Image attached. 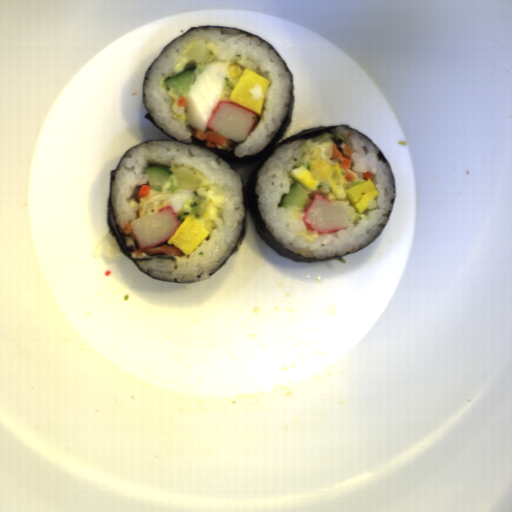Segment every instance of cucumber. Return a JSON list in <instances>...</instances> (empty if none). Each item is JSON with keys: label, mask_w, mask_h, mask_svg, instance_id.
Masks as SVG:
<instances>
[{"label": "cucumber", "mask_w": 512, "mask_h": 512, "mask_svg": "<svg viewBox=\"0 0 512 512\" xmlns=\"http://www.w3.org/2000/svg\"><path fill=\"white\" fill-rule=\"evenodd\" d=\"M310 191L296 180L293 185H290L289 193L282 194L277 207L305 210L310 205Z\"/></svg>", "instance_id": "cucumber-2"}, {"label": "cucumber", "mask_w": 512, "mask_h": 512, "mask_svg": "<svg viewBox=\"0 0 512 512\" xmlns=\"http://www.w3.org/2000/svg\"><path fill=\"white\" fill-rule=\"evenodd\" d=\"M169 182H170V187H168L165 190L167 192H171V194H172V193L176 192L179 189V185H174L173 178H170Z\"/></svg>", "instance_id": "cucumber-5"}, {"label": "cucumber", "mask_w": 512, "mask_h": 512, "mask_svg": "<svg viewBox=\"0 0 512 512\" xmlns=\"http://www.w3.org/2000/svg\"><path fill=\"white\" fill-rule=\"evenodd\" d=\"M203 70V64H197L195 58H190L186 62L183 71H175L172 75L166 76L161 86L168 93L171 91L176 97H185L192 83L195 82Z\"/></svg>", "instance_id": "cucumber-1"}, {"label": "cucumber", "mask_w": 512, "mask_h": 512, "mask_svg": "<svg viewBox=\"0 0 512 512\" xmlns=\"http://www.w3.org/2000/svg\"><path fill=\"white\" fill-rule=\"evenodd\" d=\"M193 201L188 202V205L192 209V211H182L178 218L179 220L185 219L189 215H193L195 217H202L205 213V208L201 206L203 202L206 201L207 196L199 195L196 190H191Z\"/></svg>", "instance_id": "cucumber-4"}, {"label": "cucumber", "mask_w": 512, "mask_h": 512, "mask_svg": "<svg viewBox=\"0 0 512 512\" xmlns=\"http://www.w3.org/2000/svg\"><path fill=\"white\" fill-rule=\"evenodd\" d=\"M144 171L150 189L160 192L164 184L172 175V172L158 165H150L144 168Z\"/></svg>", "instance_id": "cucumber-3"}, {"label": "cucumber", "mask_w": 512, "mask_h": 512, "mask_svg": "<svg viewBox=\"0 0 512 512\" xmlns=\"http://www.w3.org/2000/svg\"><path fill=\"white\" fill-rule=\"evenodd\" d=\"M351 184L349 186H347L345 189H348L356 184H360V183H365V180H353L352 182H350Z\"/></svg>", "instance_id": "cucumber-6"}]
</instances>
